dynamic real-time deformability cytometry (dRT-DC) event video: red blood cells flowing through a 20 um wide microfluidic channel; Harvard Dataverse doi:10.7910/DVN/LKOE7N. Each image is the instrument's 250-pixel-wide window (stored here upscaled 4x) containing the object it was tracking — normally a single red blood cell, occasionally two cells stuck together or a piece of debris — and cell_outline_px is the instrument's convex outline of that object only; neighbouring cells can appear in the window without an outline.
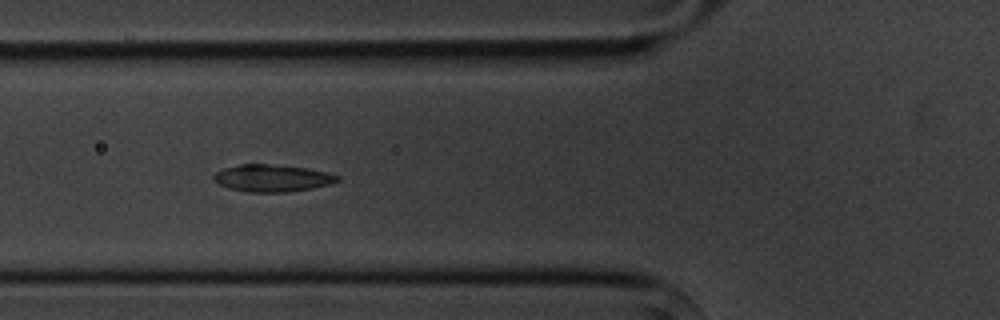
{"species": "common noctule bat (a hibernating species)", "species_latin": "Nyctalus noctula", "temperature_condition": "cold", "stored_images_in_passage": 14, "camera_frame_rate_fps": 3000, "um_per_image_px": 0.085, "animal": {"sex": "male", "body_mass_g": 20.1, "forearm_length_mm": 53.5}, "frame": {"image": 1, "passage_image": 5, "time_ms": 5.333, "image_size_px": [1000, 320], "cell_outline_px": [[340, 180], [332, 184], [312, 188], [288, 192], [248, 192], [228, 188], [216, 184], [212, 180], [212, 176], [216, 172], [224, 168], [240, 164], [268, 164], [308, 168], [328, 172], [340, 176]], "centroid_in_image_um": [23.13, 15.14], "position_along_channel_um": 102.7, "area_um2": 19.83}}
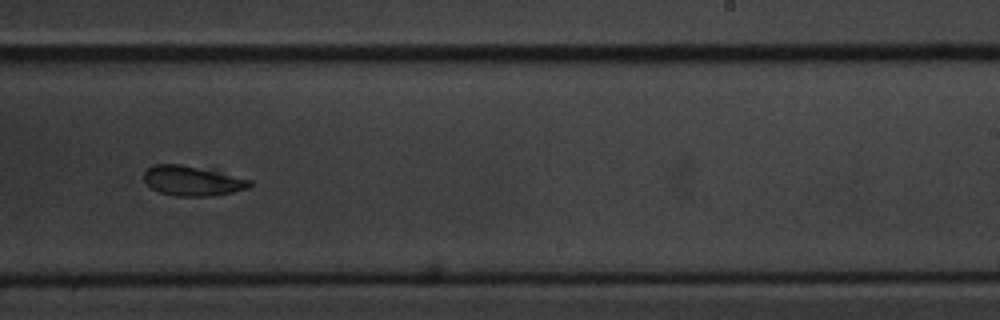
{"frame": {"image": 2, "passage_image": 9, "time_ms": 10.0, "image_size_px": [1000, 320], "cell_outline_px": [[252, 184], [248, 188], [232, 192], [208, 196], [176, 196], [160, 192], [152, 188], [144, 180], [144, 172], [152, 164], [180, 164], [216, 168], [252, 180]], "centroid_in_image_um": [16.42, 15.33], "position_along_channel_um": 272.6, "area_um2": 19.02}}
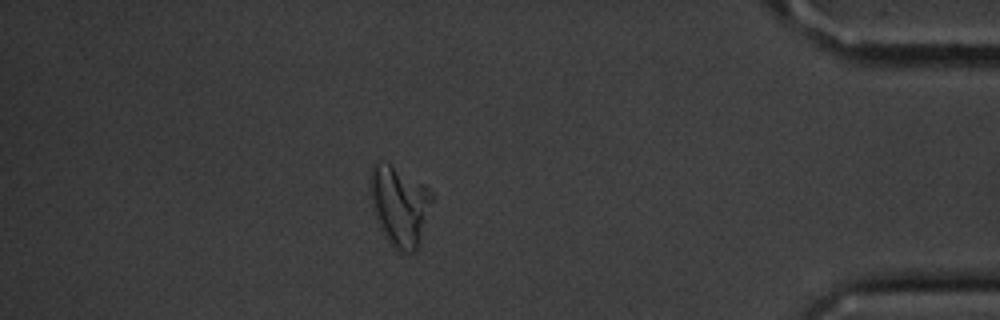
{"frame": {"image": 3, "passage_image": 13, "time_ms": 14.667, "image_size_px": [1000, 320], "cell_outline_px": [[432, 200], [416, 252], [404, 256], [396, 252], [392, 248], [380, 228], [376, 220], [372, 208], [368, 188], [368, 184], [372, 164], [376, 160], [388, 164], [424, 184], [432, 192]], "centroid_in_image_um": [33.91, 17.54], "position_along_channel_um": 401.3, "area_um2": 29.19}, "authors_computed_cell_mechanics": {"area_um2": 20.6635, "velocity_mm_per_s": 3.6323, "shape_relaxation_time_tau1_ms": 3.4492, "shape_relaxation_time_tau2_ms": null, "deformation_change_tau1": 0.1007, "deformation_change_tau2": null}}